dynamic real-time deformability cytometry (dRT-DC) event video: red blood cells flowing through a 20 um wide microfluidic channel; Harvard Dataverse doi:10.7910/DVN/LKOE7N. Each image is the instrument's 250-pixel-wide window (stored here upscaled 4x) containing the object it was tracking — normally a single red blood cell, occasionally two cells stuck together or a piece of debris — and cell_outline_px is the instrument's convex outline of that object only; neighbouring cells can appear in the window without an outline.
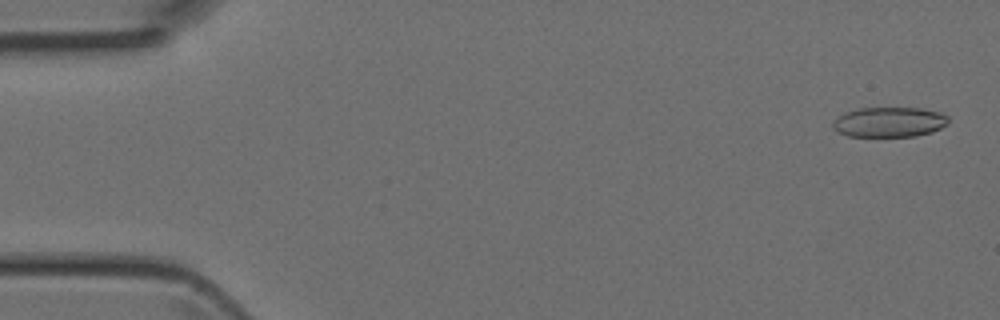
{"species": "Egyptian fruit bat (a non-hibernating species)", "species_latin": "Rousettus aegyptiacus", "temperature_condition": "room temperature", "stored_images_in_passage": 5, "camera_frame_rate_fps": 3000, "um_per_image_px": 0.085, "animal": {"sex": "female"}, "frame": {"image": 1, "passage_image": 2, "time_ms": 0.333, "image_size_px": [1000, 320], "cell_outline_px": [[948, 124], [932, 132], [916, 136], [848, 136], [836, 132], [832, 128], [832, 124], [844, 112], [860, 108], [920, 108], [940, 112], [948, 116]], "centroid_in_image_um": [75.59, 10.38], "position_along_channel_um": 9.4, "area_um2": 20.23}}